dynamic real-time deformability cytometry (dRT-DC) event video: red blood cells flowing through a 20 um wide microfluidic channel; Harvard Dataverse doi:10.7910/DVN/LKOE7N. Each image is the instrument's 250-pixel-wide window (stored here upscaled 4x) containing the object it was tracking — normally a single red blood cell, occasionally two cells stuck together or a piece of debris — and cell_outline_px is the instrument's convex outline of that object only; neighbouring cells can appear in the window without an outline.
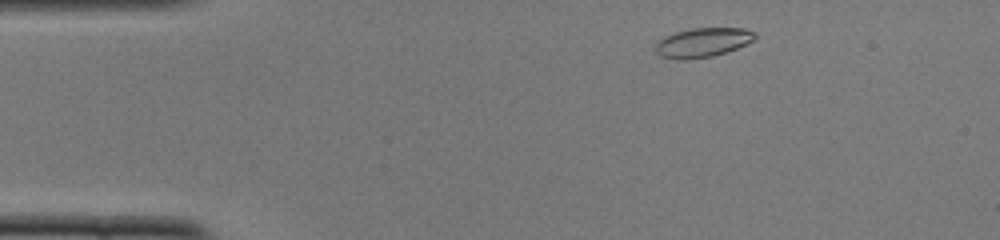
{"species": "common noctule bat (a hibernating species)", "species_latin": "Nyctalus noctula", "temperature_condition": "cold", "stored_images_in_passage": 45, "camera_frame_rate_fps": 3000, "um_per_image_px": 0.085, "animal": {"sex": "female", "body_mass_g": 22.0, "forearm_length_mm": 56.7}, "frame": {"image": 1, "passage_image": 2, "time_ms": 0.333, "image_size_px": [1000, 240], "cell_outline_px": [[756, 36], [752, 40], [736, 48], [712, 56], [684, 60], [680, 60], [660, 56], [656, 52], [656, 44], [664, 36], [676, 32], [692, 28], [744, 28], [756, 32]], "centroid_in_image_um": [59.71, 3.6], "position_along_channel_um": 25.3, "area_um2": 16.76}}
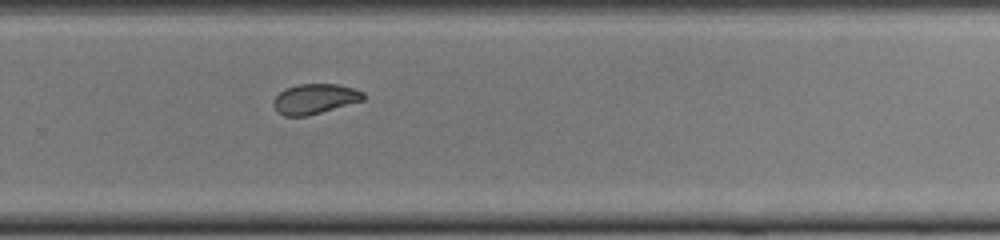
{"frame": {"image": 2, "passage_image": 28, "time_ms": 9.0, "image_size_px": [1000, 240], "cell_outline_px": [[364, 100], [308, 116], [284, 116], [276, 112], [272, 104], [272, 100], [284, 88], [296, 84], [336, 84], [352, 88], [364, 92]], "centroid_in_image_um": [26.71, 8.41], "position_along_channel_um": 303.1, "area_um2": 15.9}}
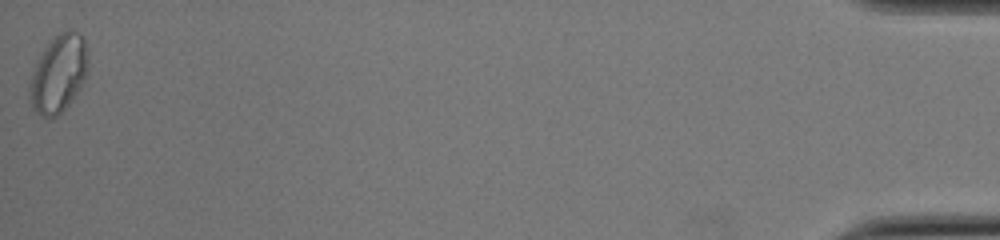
{"frame": {"image": 3, "passage_image": 45, "time_ms": 14.667, "image_size_px": [1000, 240], "cell_outline_px": [[88, 64], [84, 80], [80, 88], [68, 104], [56, 116], [48, 120], [44, 120], [32, 108], [28, 100], [28, 88], [32, 72], [36, 60], [52, 36], [68, 28], [76, 32], [84, 40], [88, 60]], "centroid_in_image_um": [4.92, 6.28], "position_along_channel_um": 430.3, "area_um2": 26.82}, "authors_computed_cell_mechanics": {"area_um2": 16.762, "velocity_mm_per_s": 3.9276, "shape_relaxation_time_tau1_ms": 4.5676, "shape_relaxation_time_tau2_ms": 1.9095, "deformation_change_tau1": 0.1341, "deformation_change_tau2": 0.0566}}